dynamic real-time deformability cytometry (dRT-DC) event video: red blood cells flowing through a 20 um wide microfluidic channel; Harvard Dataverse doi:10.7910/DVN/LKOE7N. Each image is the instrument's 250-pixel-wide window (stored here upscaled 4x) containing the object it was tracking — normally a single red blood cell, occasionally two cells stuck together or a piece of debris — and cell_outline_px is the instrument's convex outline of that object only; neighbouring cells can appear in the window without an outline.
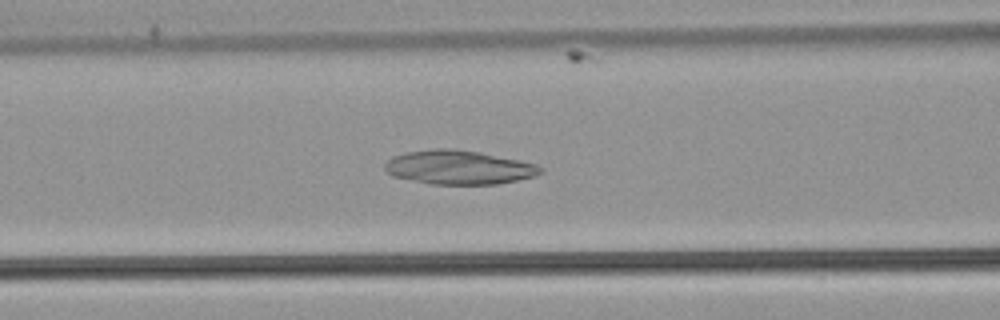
{"species": "common noctule bat (a hibernating species)", "species_latin": "Nyctalus noctula", "temperature_condition": "warm", "stored_images_in_passage": 35, "camera_frame_rate_fps": 3000, "um_per_image_px": 0.085, "animal": {"sex": "male", "body_mass_g": 21.5, "forearm_length_mm": 52.0}, "frame": {"image": 1, "passage_image": 9, "time_ms": 2.667, "image_size_px": [1000, 320], "cell_outline_px": [[544, 172], [536, 176], [496, 184], [432, 184], [392, 176], [384, 168], [384, 164], [392, 156], [404, 152], [432, 148], [452, 148], [480, 152], [536, 164], [544, 168]], "centroid_in_image_um": [38.99, 14.21], "position_along_channel_um": 127.6, "area_um2": 30.92}}
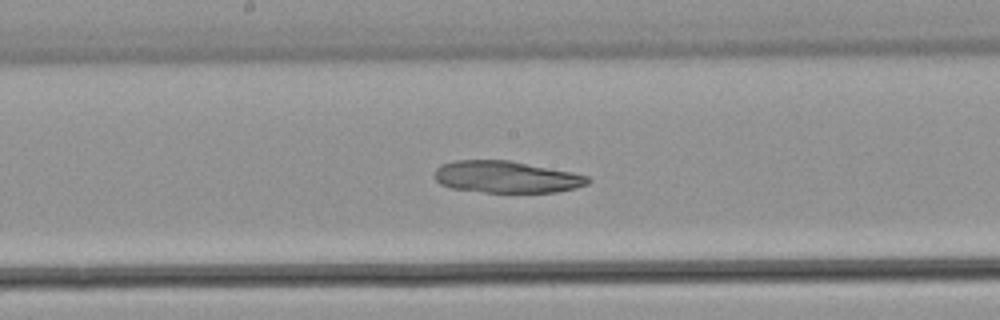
{"frame": {"image": 2, "passage_image": 15, "time_ms": 4.667, "image_size_px": [1000, 320], "cell_outline_px": [[592, 180], [588, 184], [576, 188], [556, 192], [484, 192], [448, 188], [440, 184], [436, 180], [436, 168], [440, 164], [456, 160], [508, 160], [572, 172], [588, 176]], "centroid_in_image_um": [43.04, 15.04], "position_along_channel_um": 205.2, "area_um2": 28.5}}
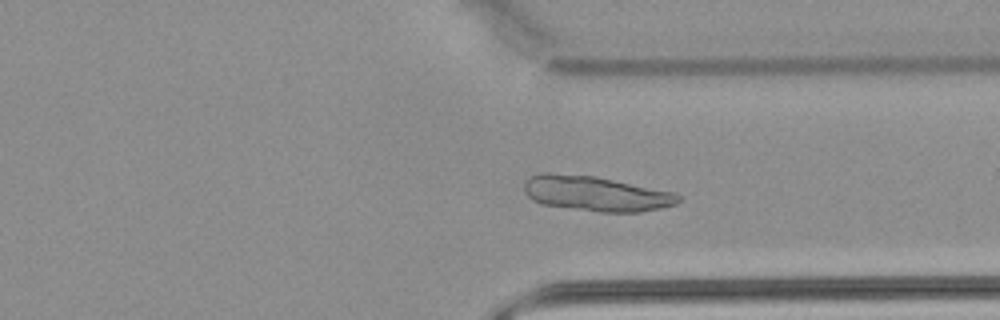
{"frame": {"image": 3, "passage_image": 27, "time_ms": 8.667, "image_size_px": [1000, 320], "cell_outline_px": [[684, 196], [676, 204], [660, 208], [640, 212], [600, 212], [544, 204], [532, 200], [524, 192], [524, 180], [528, 176], [540, 172], [548, 172], [596, 176], [676, 192]], "centroid_in_image_um": [50.66, 16.43], "position_along_channel_um": 360.7, "area_um2": 31.91}}